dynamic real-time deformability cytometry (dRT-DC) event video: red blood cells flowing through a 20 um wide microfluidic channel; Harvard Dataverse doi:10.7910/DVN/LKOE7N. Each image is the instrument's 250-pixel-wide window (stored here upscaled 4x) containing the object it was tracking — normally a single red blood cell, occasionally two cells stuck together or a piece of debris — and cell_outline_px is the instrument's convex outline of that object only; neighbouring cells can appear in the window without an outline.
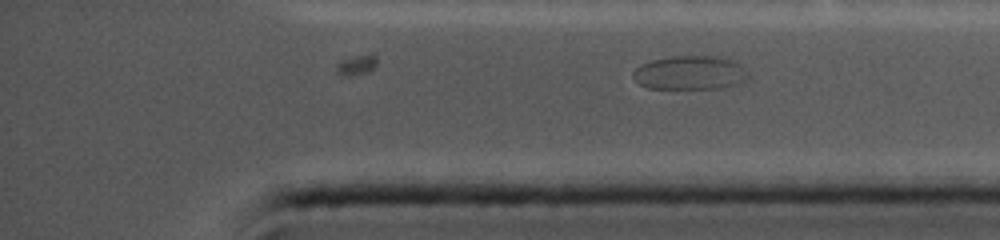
{"species": "common noctule bat (a hibernating species)", "species_latin": "Nyctalus noctula", "temperature_condition": "cold", "stored_images_in_passage": 88, "segment_of_instrument_passage": [2, 2], "camera_frame_rate_fps": 5000, "um_per_image_px": 0.085, "animal": {"sex": "female", "body_mass_g": 19.0, "forearm_length_mm": 56.7}, "frame": {"image": 1, "passage_image": 88, "time_ms": 18.8, "image_size_px": [1000, 240], "cell_outline_px": [[748, 80], [740, 84], [724, 88], [648, 88], [640, 84], [632, 76], [632, 72], [640, 64], [652, 60], [676, 56], [720, 56], [736, 60], [748, 72]], "centroid_in_image_um": [58.71, 6.18], "position_along_channel_um": 376.5, "area_um2": 23.0}}